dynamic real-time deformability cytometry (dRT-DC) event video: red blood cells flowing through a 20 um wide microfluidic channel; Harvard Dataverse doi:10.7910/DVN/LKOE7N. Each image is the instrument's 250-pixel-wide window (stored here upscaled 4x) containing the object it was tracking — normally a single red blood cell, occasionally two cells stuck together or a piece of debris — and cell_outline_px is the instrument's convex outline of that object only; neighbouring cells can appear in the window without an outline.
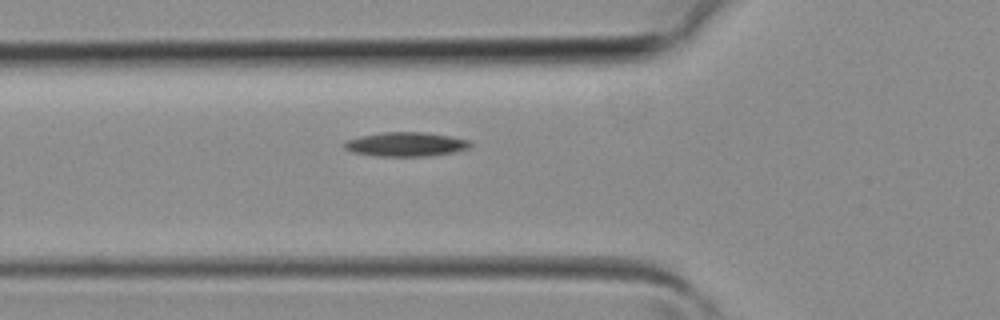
{"species": "common noctule bat (a hibernating species)", "species_latin": "Nyctalus noctula", "temperature_condition": "room temperature", "stored_images_in_passage": 26, "camera_frame_rate_fps": 3000, "um_per_image_px": 0.085, "animal": {"sex": "female", "body_mass_g": 19.3, "forearm_length_mm": 54.1}, "frame": {"image": 1, "passage_image": 2, "time_ms": 0.333, "image_size_px": [1000, 320], "cell_outline_px": [[472, 144], [468, 148], [456, 152], [428, 156], [376, 156], [352, 152], [344, 148], [344, 144], [348, 140], [360, 136], [384, 132], [424, 132], [448, 136], [468, 140]], "centroid_in_image_um": [34.5, 12.27], "position_along_channel_um": 91.3, "area_um2": 17.63}}
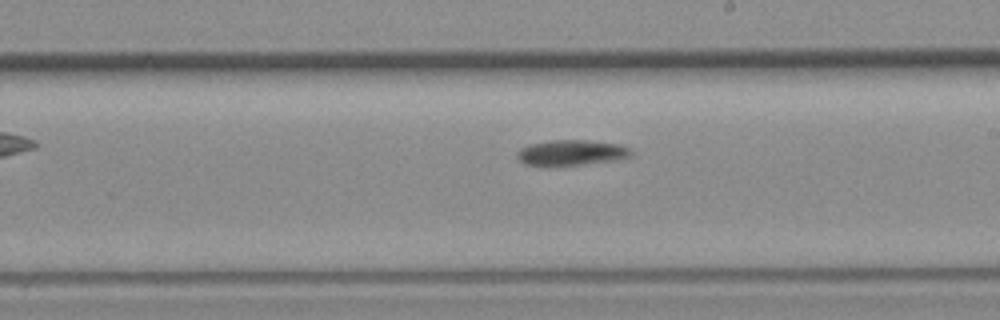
{"frame": {"image": 2, "passage_image": 11, "time_ms": 3.333, "image_size_px": [1000, 320], "cell_outline_px": [[632, 152], [628, 156], [612, 160], [584, 164], [524, 164], [516, 156], [516, 152], [520, 148], [528, 144], [552, 140], [588, 140], [620, 144], [628, 148]], "centroid_in_image_um": [48.53, 12.94], "position_along_channel_um": 240.5, "area_um2": 16.42}}
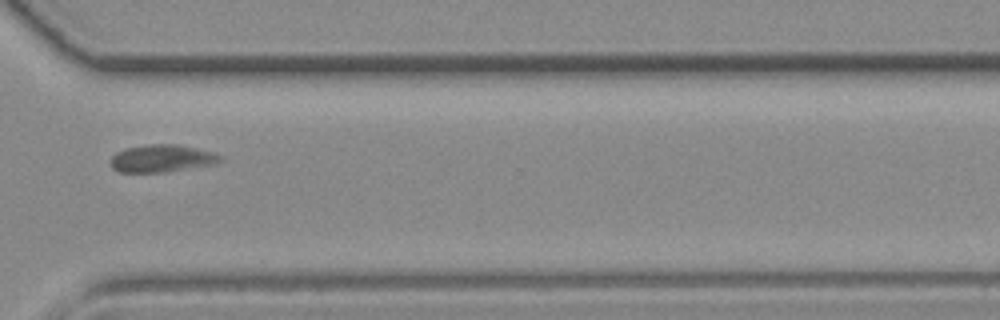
{"frame": {"image": 3, "passage_image": 18, "time_ms": 5.667, "image_size_px": [1000, 320], "cell_outline_px": [[224, 160], [216, 164], [164, 172], [120, 172], [112, 168], [108, 160], [116, 152], [128, 148], [148, 144], [176, 144], [216, 152]], "centroid_in_image_um": [13.77, 13.47], "position_along_channel_um": 356.8, "area_um2": 17.69}}